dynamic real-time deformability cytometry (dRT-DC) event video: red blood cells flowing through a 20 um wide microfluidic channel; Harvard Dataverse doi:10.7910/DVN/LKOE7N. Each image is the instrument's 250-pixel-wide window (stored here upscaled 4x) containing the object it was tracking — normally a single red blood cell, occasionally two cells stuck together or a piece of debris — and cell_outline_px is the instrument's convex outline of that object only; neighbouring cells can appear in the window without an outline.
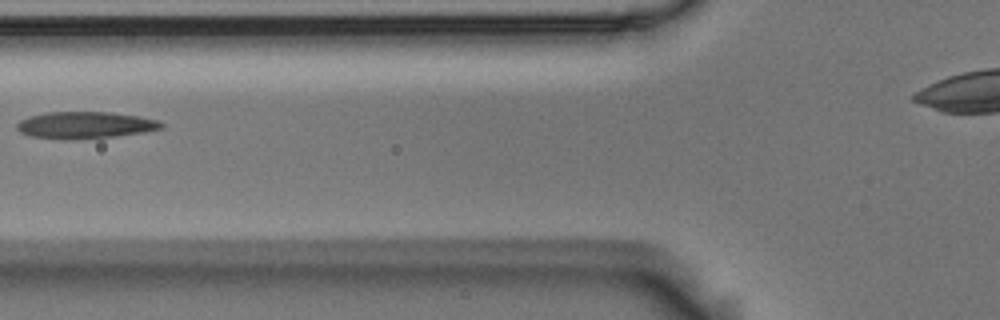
{"species": "Egyptian fruit bat (a non-hibernating species)", "species_latin": "Rousettus aegyptiacus", "temperature_condition": "room temperature", "stored_images_in_passage": 5, "camera_frame_rate_fps": 3000, "um_per_image_px": 0.085, "animal": {"sex": "male"}, "frame": {"image": 1, "passage_image": 4, "time_ms": 1.0, "image_size_px": [1000, 320], "cell_outline_px": [[164, 128], [144, 132], [116, 136], [80, 140], [64, 140], [28, 136], [20, 132], [16, 128], [16, 124], [20, 120], [32, 116], [48, 112], [108, 112], [136, 116], [160, 120], [164, 124]], "centroid_in_image_um": [7.23, 10.65], "position_along_channel_um": 118.6, "area_um2": 22.83}}
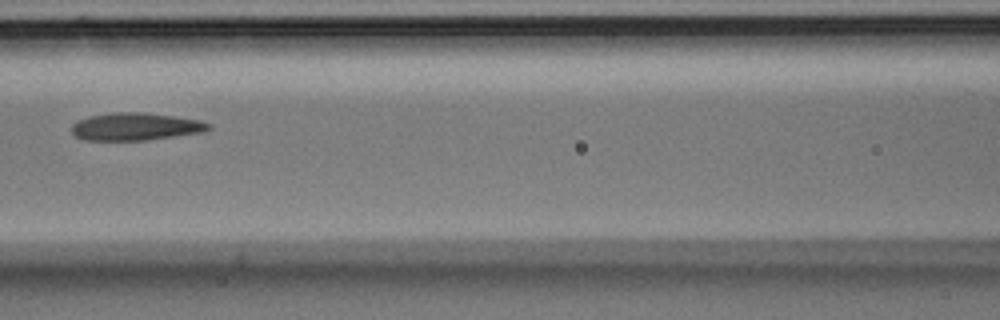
{"frame": {"image": 2, "passage_image": 5, "time_ms": 1.333, "image_size_px": [1000, 320], "cell_outline_px": [[212, 128], [204, 132], [148, 140], [84, 140], [76, 136], [72, 132], [72, 124], [88, 116], [116, 112], [140, 112], [172, 116], [200, 120], [212, 124]], "centroid_in_image_um": [11.56, 10.76], "position_along_channel_um": 155.0, "area_um2": 21.96}}